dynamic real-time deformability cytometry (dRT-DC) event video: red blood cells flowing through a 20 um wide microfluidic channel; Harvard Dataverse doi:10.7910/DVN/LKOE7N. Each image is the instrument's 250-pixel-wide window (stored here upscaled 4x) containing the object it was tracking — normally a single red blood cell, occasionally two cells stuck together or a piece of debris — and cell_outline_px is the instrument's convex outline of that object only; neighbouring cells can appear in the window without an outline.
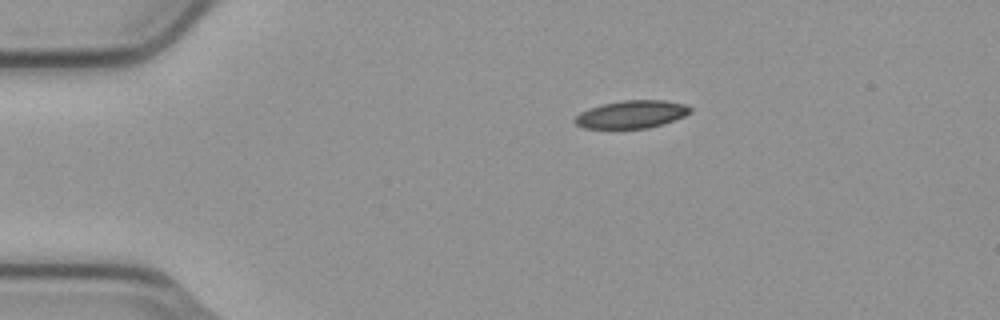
{"species": "common noctule bat (a hibernating species)", "species_latin": "Nyctalus noctula", "temperature_condition": "cold", "stored_images_in_passage": 3, "segment_of_instrument_passage": [1, 2], "camera_frame_rate_fps": 3000, "um_per_image_px": 0.085, "animal": {"sex": "male", "body_mass_g": 23.1, "forearm_length_mm": 52.7}, "frame": {"image": 1, "passage_image": 1, "time_ms": 0.0, "image_size_px": [1000, 320], "cell_outline_px": [[692, 112], [684, 116], [648, 128], [584, 128], [576, 124], [572, 120], [580, 112], [604, 104], [624, 100], [664, 100], [684, 104], [692, 108]], "centroid_in_image_um": [53.68, 9.71], "position_along_channel_um": 31.3, "area_um2": 18.38}}